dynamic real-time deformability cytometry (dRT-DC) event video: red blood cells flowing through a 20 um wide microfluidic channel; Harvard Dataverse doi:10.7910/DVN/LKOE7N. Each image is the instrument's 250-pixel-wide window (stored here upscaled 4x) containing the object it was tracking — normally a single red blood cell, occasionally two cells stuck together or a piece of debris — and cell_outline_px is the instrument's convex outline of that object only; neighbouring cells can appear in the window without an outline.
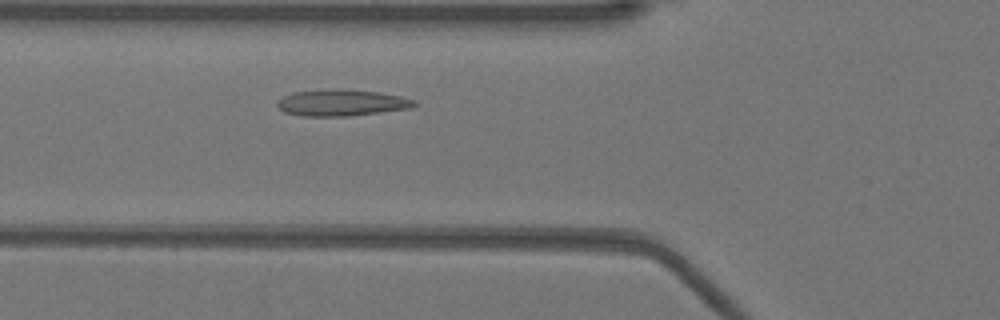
{"species": "Egyptian fruit bat (a non-hibernating species)", "species_latin": "Rousettus aegyptiacus", "temperature_condition": "warm", "stored_images_in_passage": 34, "camera_frame_rate_fps": 3000, "um_per_image_px": 0.085, "animal": {"sex": "female"}, "frame": {"image": 1, "passage_image": 9, "time_ms": 2.667, "image_size_px": [1000, 320], "cell_outline_px": [[416, 104], [408, 108], [380, 112], [348, 116], [304, 116], [284, 112], [276, 104], [276, 100], [292, 92], [376, 92], [400, 96], [416, 100]], "centroid_in_image_um": [29.01, 8.79], "position_along_channel_um": 96.8, "area_um2": 19.77}}
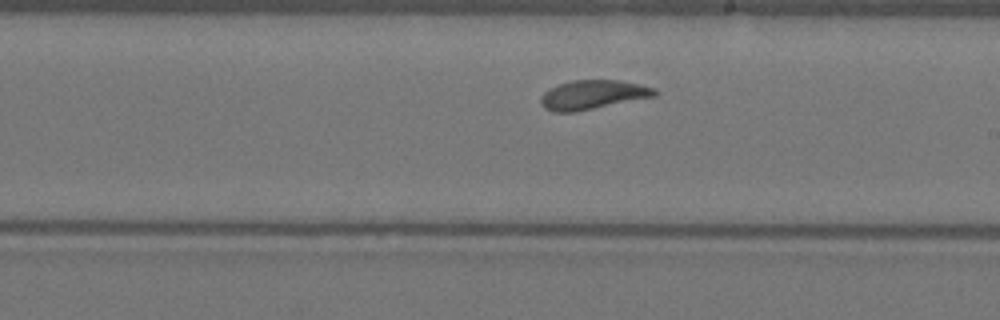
{"frame": {"image": 2, "passage_image": 20, "time_ms": 6.333, "image_size_px": [1000, 320], "cell_outline_px": [[656, 96], [576, 112], [552, 112], [544, 108], [540, 104], [540, 96], [548, 88], [572, 80], [620, 80], [640, 84], [656, 88]], "centroid_in_image_um": [50.36, 8.06], "position_along_channel_um": 238.6, "area_um2": 19.54}}
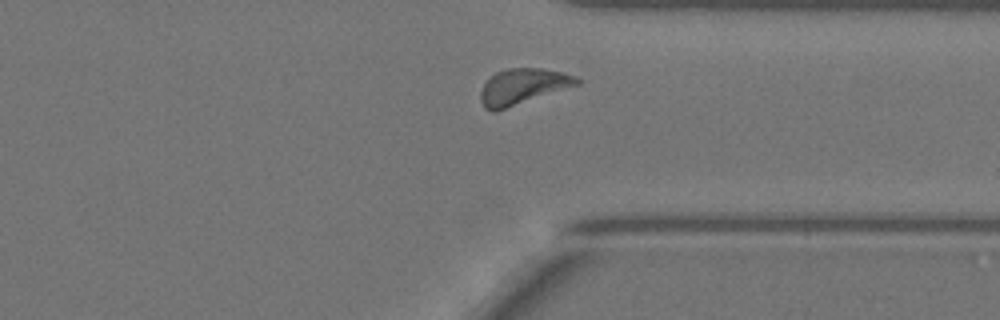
{"frame": {"image": 3, "passage_image": 30, "time_ms": 9.667, "image_size_px": [1000, 320], "cell_outline_px": [[580, 84], [496, 112], [492, 112], [484, 108], [480, 100], [480, 92], [484, 84], [496, 72], [508, 68], [540, 68], [564, 72], [576, 76], [580, 80]], "centroid_in_image_um": [44.43, 7.37], "position_along_channel_um": 367.0, "area_um2": 20.17}, "authors_computed_cell_mechanics": {"area_um2": 19.5075, "velocity_mm_per_s": 3.8701, "shape_relaxation_time_tau1_ms": 4.5944, "shape_relaxation_time_tau2_ms": 0.8272, "deformation_change_tau1": 0.1673, "deformation_change_tau2": 0.0634}}